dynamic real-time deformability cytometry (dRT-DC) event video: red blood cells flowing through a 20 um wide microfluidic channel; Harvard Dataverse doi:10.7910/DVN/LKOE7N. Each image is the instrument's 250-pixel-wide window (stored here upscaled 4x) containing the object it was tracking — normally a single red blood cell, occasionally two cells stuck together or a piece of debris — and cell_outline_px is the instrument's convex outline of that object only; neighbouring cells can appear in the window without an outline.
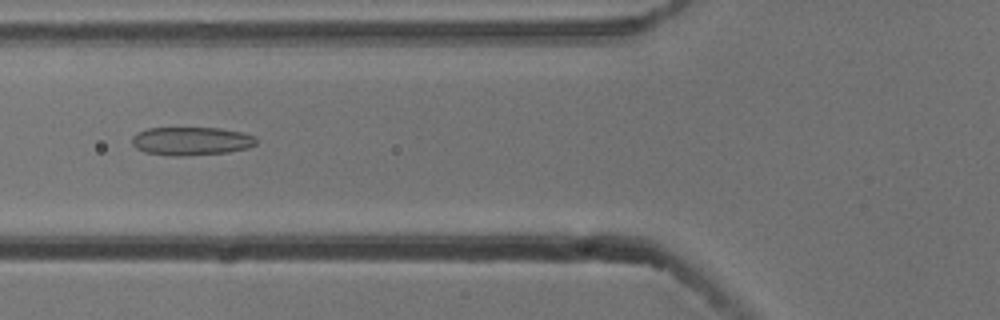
{"species": "common noctule bat (a hibernating species)", "species_latin": "Nyctalus noctula", "temperature_condition": "cold", "stored_images_in_passage": 40, "camera_frame_rate_fps": 3000, "um_per_image_px": 0.085, "animal": {"sex": "male", "body_mass_g": 13.3}, "frame": {"image": 1, "passage_image": 11, "time_ms": 3.333, "image_size_px": [1000, 320], "cell_outline_px": [[256, 144], [248, 148], [228, 152], [180, 156], [172, 156], [144, 152], [136, 148], [132, 144], [132, 136], [136, 132], [148, 128], [220, 128], [240, 132], [256, 136]], "centroid_in_image_um": [16.23, 11.99], "position_along_channel_um": 109.6, "area_um2": 20.58}}
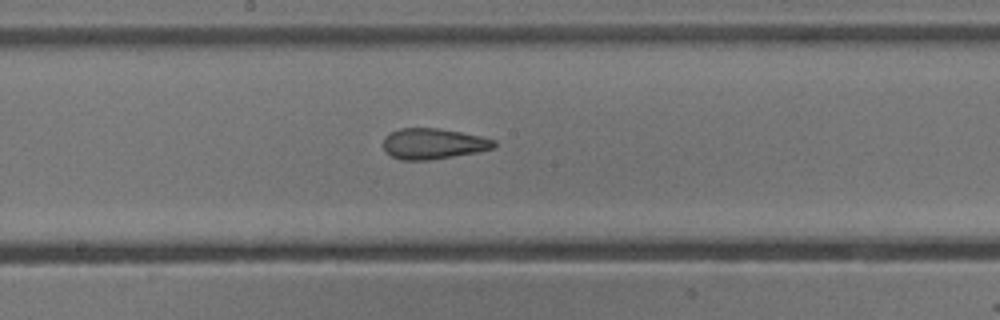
{"frame": {"image": 2, "passage_image": 19, "time_ms": 6.0, "image_size_px": [1000, 320], "cell_outline_px": [[496, 148], [476, 152], [432, 160], [400, 160], [384, 152], [384, 136], [388, 132], [400, 128], [440, 128], [480, 136], [496, 140]], "centroid_in_image_um": [36.81, 12.21], "position_along_channel_um": 211.4, "area_um2": 20.06}}
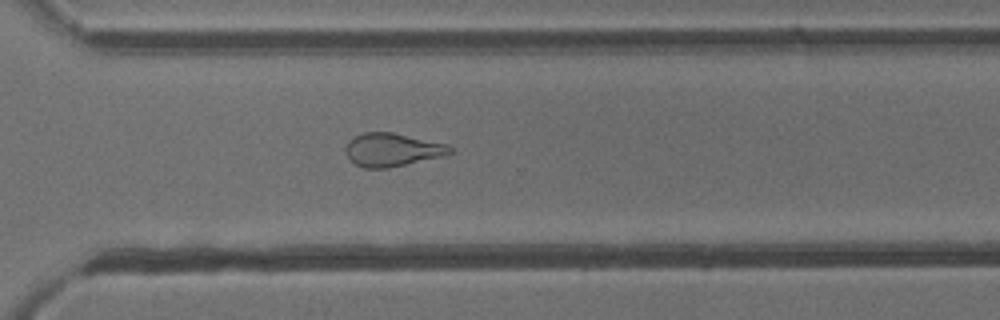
{"frame": {"image": 3, "passage_image": 29, "time_ms": 9.333, "image_size_px": [1000, 320], "cell_outline_px": [[456, 152], [444, 156], [388, 168], [364, 168], [356, 164], [348, 156], [344, 148], [348, 140], [364, 132], [392, 132], [448, 144]], "centroid_in_image_um": [33.37, 12.73], "position_along_channel_um": 337.2, "area_um2": 20.29}, "authors_computed_cell_mechanics": {"area_um2": 19.652, "velocity_mm_per_s": 3.8012, "shape_relaxation_time_tau1_ms": 6.5176, "shape_relaxation_time_tau2_ms": 2.2388, "deformation_change_tau1": 0.1815, "deformation_change_tau2": 0.093}}